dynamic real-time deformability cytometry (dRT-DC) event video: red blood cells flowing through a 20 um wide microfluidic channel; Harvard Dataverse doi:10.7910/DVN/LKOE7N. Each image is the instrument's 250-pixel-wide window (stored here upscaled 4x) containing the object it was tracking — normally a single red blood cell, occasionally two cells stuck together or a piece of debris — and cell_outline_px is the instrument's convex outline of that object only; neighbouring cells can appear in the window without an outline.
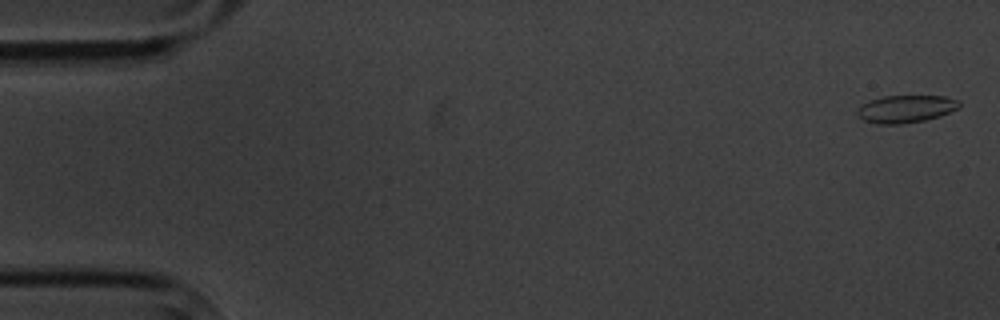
{"species": "common noctule bat (a hibernating species)", "species_latin": "Nyctalus noctula", "temperature_condition": "cold", "stored_images_in_passage": 5, "camera_frame_rate_fps": 3000, "um_per_image_px": 0.085, "animal": {"sex": "male", "body_mass_g": 20.1, "forearm_length_mm": 53.5}, "frame": {"image": 1, "passage_image": 1, "time_ms": 0.0, "image_size_px": [1000, 320], "cell_outline_px": [[960, 108], [940, 116], [924, 120], [900, 124], [876, 124], [864, 120], [856, 112], [868, 100], [884, 96], [944, 96], [960, 100]], "centroid_in_image_um": [77.04, 9.25], "position_along_channel_um": 8.0, "area_um2": 16.3}}
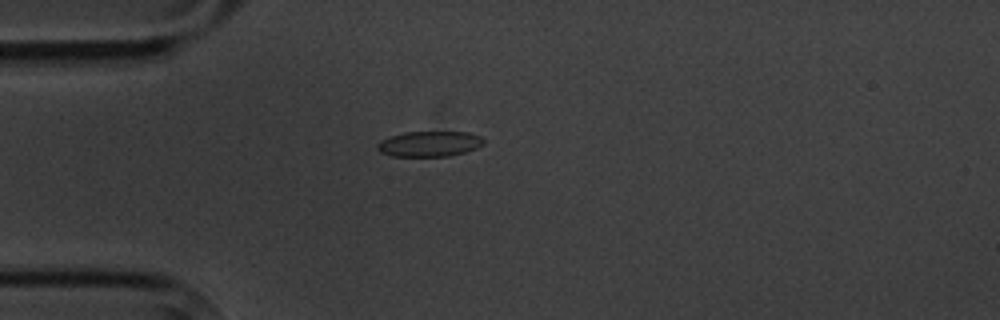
{"frame": {"image": 2, "passage_image": 5, "time_ms": 4.667, "image_size_px": [1000, 320], "cell_outline_px": [[484, 144], [476, 148], [464, 152], [448, 156], [392, 156], [380, 152], [376, 148], [376, 144], [380, 140], [404, 132], [468, 132], [480, 136], [484, 140]], "centroid_in_image_um": [36.48, 12.23], "position_along_channel_um": 48.5, "area_um2": 15.72}}